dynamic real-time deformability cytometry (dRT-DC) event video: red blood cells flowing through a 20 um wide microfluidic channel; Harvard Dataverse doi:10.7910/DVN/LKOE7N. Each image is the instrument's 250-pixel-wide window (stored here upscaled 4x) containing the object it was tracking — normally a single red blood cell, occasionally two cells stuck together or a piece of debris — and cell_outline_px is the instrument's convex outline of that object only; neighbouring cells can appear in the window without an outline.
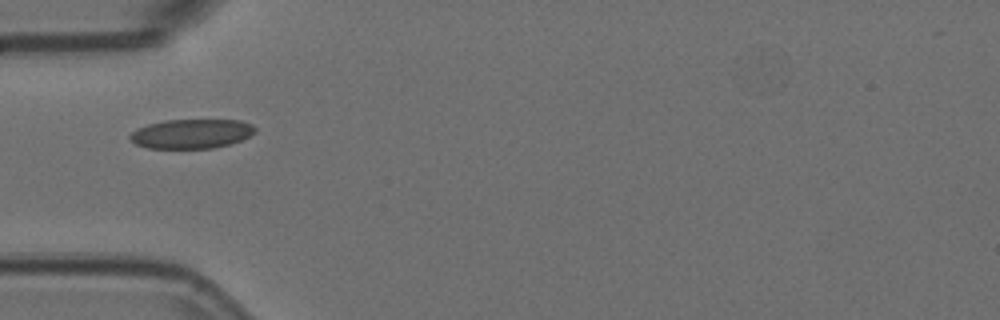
{"species": "Egyptian fruit bat (a non-hibernating species)", "species_latin": "Rousettus aegyptiacus", "temperature_condition": "room temperature", "stored_images_in_passage": 5, "camera_frame_rate_fps": 3000, "um_per_image_px": 0.085, "animal": {"sex": "female"}, "frame": {"image": 1, "passage_image": 1, "time_ms": 0.0, "image_size_px": [1000, 320], "cell_outline_px": [[256, 132], [240, 140], [228, 144], [212, 148], [148, 148], [136, 144], [128, 136], [136, 128], [148, 124], [164, 120], [240, 120], [252, 124], [256, 128]], "centroid_in_image_um": [16.26, 11.36], "position_along_channel_um": 68.7, "area_um2": 21.33}}
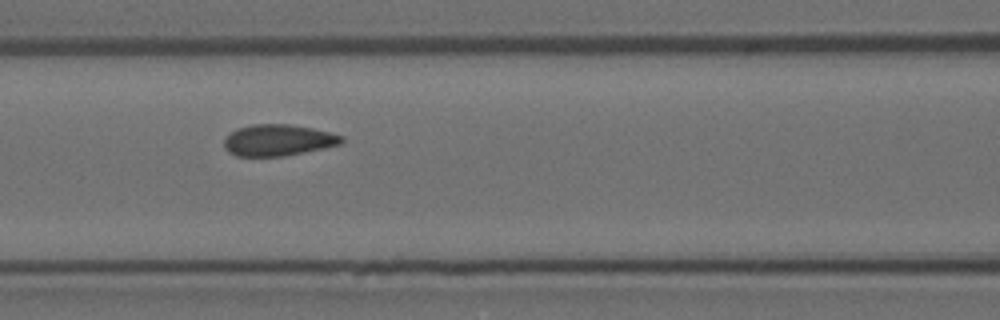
{"frame": {"image": 2, "passage_image": 3, "time_ms": 0.667, "image_size_px": [1000, 320], "cell_outline_px": [[344, 140], [340, 144], [324, 148], [284, 156], [236, 156], [228, 152], [224, 148], [224, 140], [236, 128], [252, 124], [288, 124], [312, 128], [344, 136]], "centroid_in_image_um": [23.63, 11.91], "position_along_channel_um": 143.0, "area_um2": 21.44}}
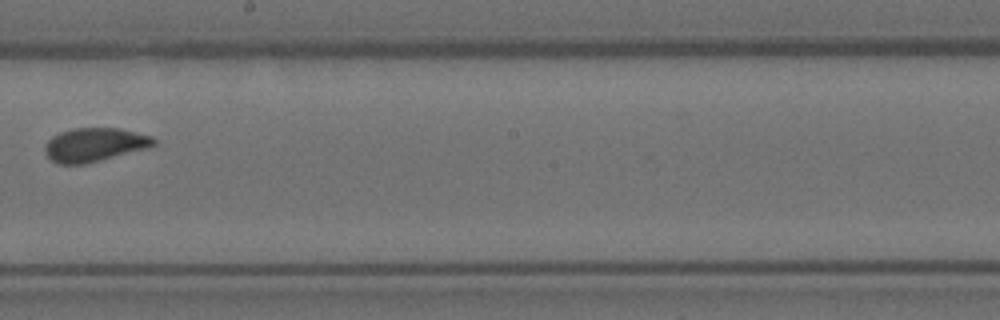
{"frame": {"image": 3, "passage_image": 5, "time_ms": 1.333, "image_size_px": [1000, 320], "cell_outline_px": [[156, 144], [148, 148], [84, 164], [60, 164], [52, 160], [44, 152], [44, 148], [48, 140], [52, 136], [60, 132], [72, 128], [120, 128], [152, 136], [156, 140]], "centroid_in_image_um": [8.04, 12.29], "position_along_channel_um": 240.2, "area_um2": 21.33}}